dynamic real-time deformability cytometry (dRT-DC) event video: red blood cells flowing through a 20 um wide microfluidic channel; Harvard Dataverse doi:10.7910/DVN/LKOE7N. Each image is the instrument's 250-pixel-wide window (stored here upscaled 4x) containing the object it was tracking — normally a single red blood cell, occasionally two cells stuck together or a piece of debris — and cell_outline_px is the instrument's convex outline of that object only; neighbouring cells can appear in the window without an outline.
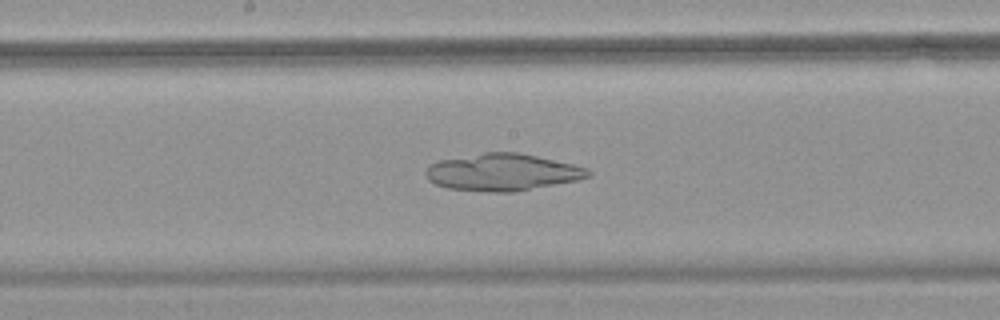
{"species": "common noctule bat (a hibernating species)", "species_latin": "Nyctalus noctula", "temperature_condition": "warm", "stored_images_in_passage": 49, "camera_frame_rate_fps": 3000, "um_per_image_px": 0.085, "animal": {"sex": "female", "body_mass_g": 18.4}, "frame": {"image": 1, "passage_image": 27, "time_ms": 8.667, "image_size_px": [1000, 320], "cell_outline_px": [[592, 176], [576, 180], [512, 192], [488, 192], [448, 188], [436, 184], [428, 180], [424, 172], [428, 164], [440, 160], [484, 152], [520, 152], [572, 164], [588, 168], [592, 172]], "centroid_in_image_um": [42.68, 14.63], "position_along_channel_um": 205.5, "area_um2": 35.03}}
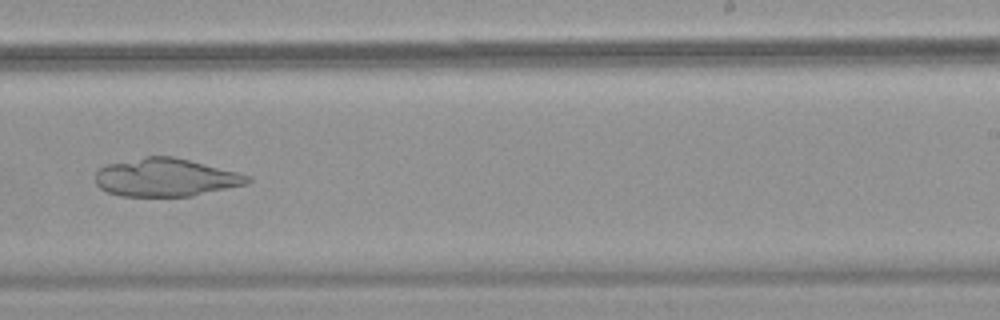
{"frame": {"image": 2, "passage_image": 32, "time_ms": 10.333, "image_size_px": [1000, 320], "cell_outline_px": [[252, 180], [248, 184], [192, 196], [120, 196], [108, 192], [100, 188], [96, 184], [96, 172], [104, 164], [144, 156], [172, 156], [252, 176]], "centroid_in_image_um": [14.07, 15.08], "position_along_channel_um": 274.9, "area_um2": 33.81}}
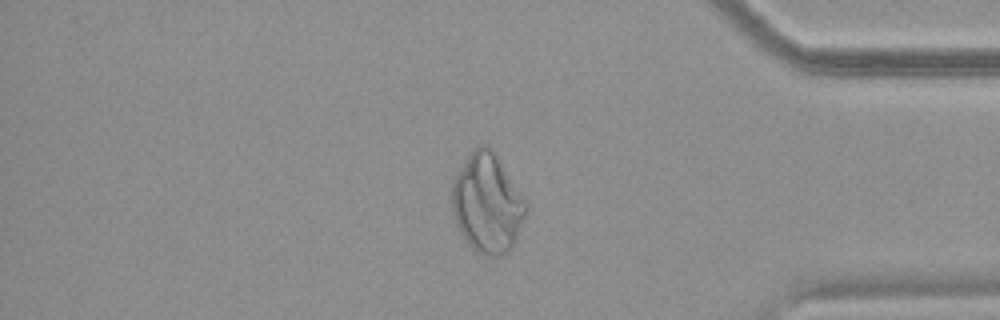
{"frame": {"image": 3, "passage_image": 42, "time_ms": 13.667, "image_size_px": [1000, 320], "cell_outline_px": [[528, 208], [516, 240], [512, 248], [508, 252], [500, 256], [484, 256], [472, 248], [468, 244], [460, 232], [456, 224], [452, 212], [452, 184], [460, 168], [468, 156], [480, 144], [488, 144], [492, 148], [528, 204]], "centroid_in_image_um": [41.43, 17.31], "position_along_channel_um": 393.8, "area_um2": 42.71}}